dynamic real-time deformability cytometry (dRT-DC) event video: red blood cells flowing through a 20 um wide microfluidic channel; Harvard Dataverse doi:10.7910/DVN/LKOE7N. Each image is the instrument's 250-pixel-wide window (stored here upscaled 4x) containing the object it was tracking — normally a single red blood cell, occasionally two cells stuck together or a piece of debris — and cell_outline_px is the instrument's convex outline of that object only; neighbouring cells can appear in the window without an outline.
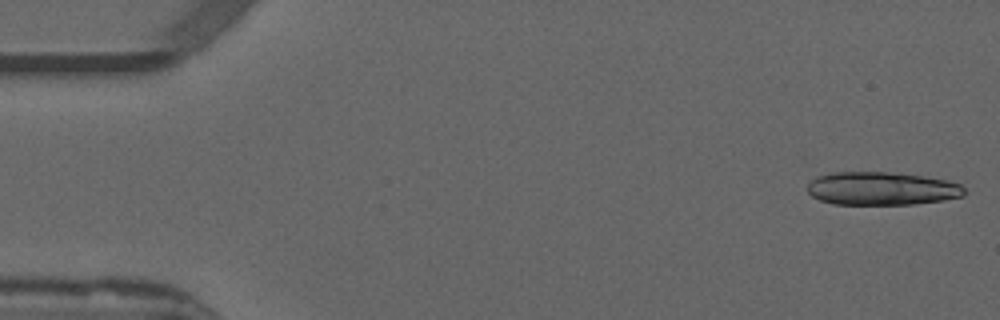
{"species": "common noctule bat (a hibernating species)", "species_latin": "Nyctalus noctula", "temperature_condition": "warm", "stored_images_in_passage": 47, "camera_frame_rate_fps": 3000, "um_per_image_px": 0.085, "animal": {"sex": "male", "forearm_length_mm": 52.5}, "frame": {"image": 1, "passage_image": 1, "time_ms": 0.0, "image_size_px": [1000, 320], "cell_outline_px": [[964, 196], [944, 200], [916, 204], [832, 204], [820, 200], [812, 196], [808, 192], [808, 184], [816, 176], [836, 172], [888, 172], [924, 176], [948, 180], [960, 184], [964, 188]], "centroid_in_image_um": [74.96, 16.03], "position_along_channel_um": 10.0, "area_um2": 30.4}}
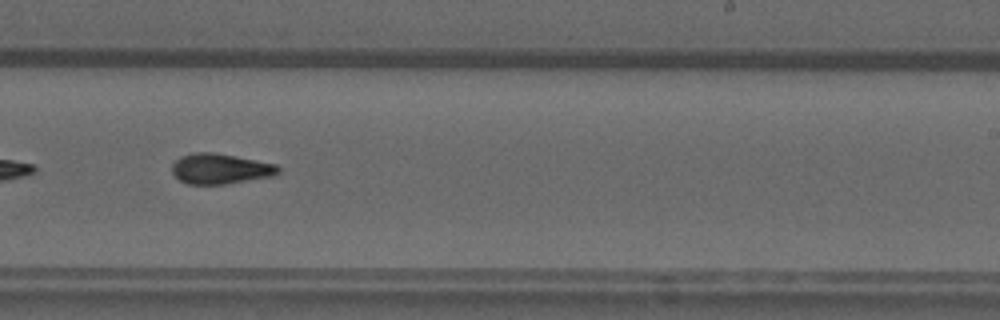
{"frame": {"image": 2, "passage_image": 32, "time_ms": 10.333, "image_size_px": [1000, 320], "cell_outline_px": [[280, 172], [276, 176], [224, 184], [188, 184], [180, 180], [172, 172], [172, 164], [180, 156], [192, 152], [212, 152], [276, 164], [280, 168]], "centroid_in_image_um": [18.73, 14.35], "position_along_channel_um": 270.3, "area_um2": 18.79}}